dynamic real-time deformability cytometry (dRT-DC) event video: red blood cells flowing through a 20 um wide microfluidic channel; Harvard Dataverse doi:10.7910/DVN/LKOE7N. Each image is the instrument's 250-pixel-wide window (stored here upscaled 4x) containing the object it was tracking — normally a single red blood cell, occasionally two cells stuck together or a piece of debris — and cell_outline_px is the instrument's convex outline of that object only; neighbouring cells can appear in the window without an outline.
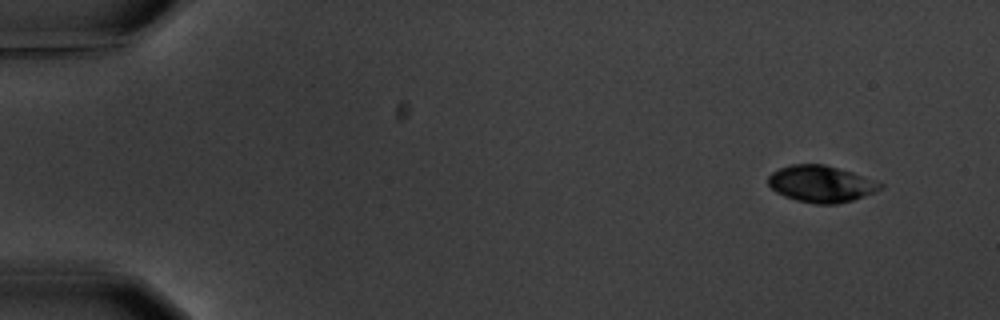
{"species": "common noctule bat (a hibernating species)", "species_latin": "Nyctalus noctula", "temperature_condition": "warm", "stored_images_in_passage": 9, "camera_frame_rate_fps": 3000, "um_per_image_px": 0.085, "animal": {"sex": "male", "body_mass_g": 20.1, "forearm_length_mm": 53.5}, "frame": {"image": 1, "passage_image": 1, "time_ms": 0.0, "image_size_px": [1000, 320], "cell_outline_px": [[884, 184], [880, 188], [864, 196], [852, 200], [836, 204], [816, 204], [796, 200], [784, 196], [776, 192], [768, 184], [768, 176], [772, 172], [780, 168], [792, 164], [824, 164], [852, 172]], "centroid_in_image_um": [69.75, 15.63], "position_along_channel_um": 15.3, "area_um2": 23.7}}
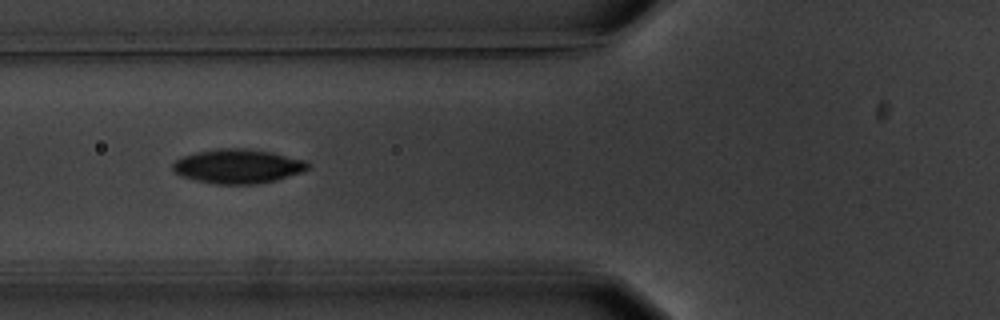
{"frame": {"image": 2, "passage_image": 6, "time_ms": 6.0, "image_size_px": [1000, 320], "cell_outline_px": [[308, 168], [304, 172], [276, 180], [256, 184], [216, 184], [196, 180], [184, 176], [176, 172], [172, 168], [172, 164], [176, 160], [184, 156], [196, 152], [220, 148], [244, 148], [272, 152], [304, 160], [308, 164]], "centroid_in_image_um": [20.24, 14.13], "position_along_channel_um": 105.6, "area_um2": 26.76}}